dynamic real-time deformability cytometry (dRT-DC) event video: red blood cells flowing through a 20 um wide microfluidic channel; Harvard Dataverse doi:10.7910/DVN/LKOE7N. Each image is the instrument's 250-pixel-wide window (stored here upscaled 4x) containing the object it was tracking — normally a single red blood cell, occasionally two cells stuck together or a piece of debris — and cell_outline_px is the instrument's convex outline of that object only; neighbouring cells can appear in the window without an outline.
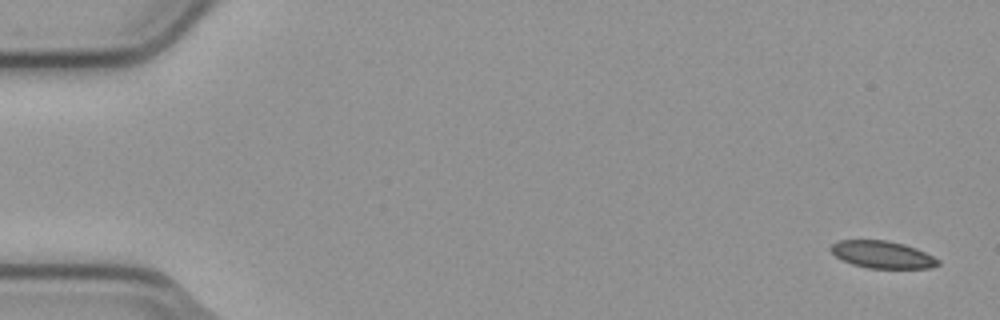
{"species": "common noctule bat (a hibernating species)", "species_latin": "Nyctalus noctula", "temperature_condition": "cold", "stored_images_in_passage": 5, "camera_frame_rate_fps": 3000, "um_per_image_px": 0.085, "animal": {"sex": "male", "body_mass_g": 23.1, "forearm_length_mm": 52.7}, "frame": {"image": 1, "passage_image": 1, "time_ms": 0.0, "image_size_px": [1000, 320], "cell_outline_px": [[940, 264], [932, 268], [868, 268], [852, 264], [836, 256], [828, 248], [832, 244], [840, 240], [888, 240], [904, 244], [916, 248], [940, 260]], "centroid_in_image_um": [75.01, 21.64], "position_along_channel_um": 10.0, "area_um2": 16.99}}
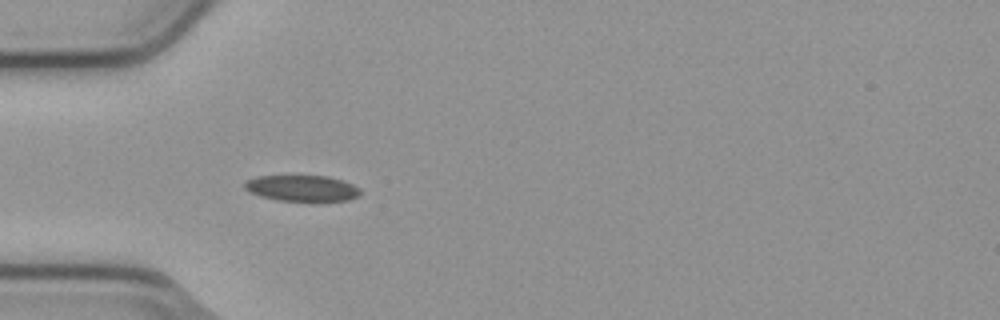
{"frame": {"image": 2, "passage_image": 5, "time_ms": 1.333, "image_size_px": [1000, 320], "cell_outline_px": [[360, 196], [348, 200], [320, 204], [312, 204], [276, 200], [260, 196], [248, 192], [244, 188], [244, 180], [256, 176], [328, 176], [352, 184], [360, 188]], "centroid_in_image_um": [25.68, 16.06], "position_along_channel_um": 59.3, "area_um2": 18.61}}